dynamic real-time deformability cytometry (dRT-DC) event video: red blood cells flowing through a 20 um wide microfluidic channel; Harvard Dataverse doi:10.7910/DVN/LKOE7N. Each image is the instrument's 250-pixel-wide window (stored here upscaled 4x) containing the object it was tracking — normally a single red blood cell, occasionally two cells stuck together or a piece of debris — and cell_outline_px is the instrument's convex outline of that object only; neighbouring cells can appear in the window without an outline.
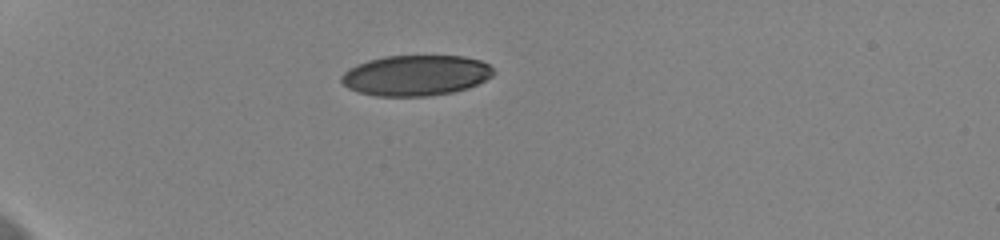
{"species": "human", "species_latin": "Homo sapiens", "temperature_condition": "cold", "stored_images_in_passage": 3, "camera_frame_rate_fps": 3000, "um_per_image_px": 0.085, "donor": {"sex": "female"}, "frame": {"image": 1, "passage_image": 1, "time_ms": 0.0, "image_size_px": [1000, 240], "cell_outline_px": [[496, 72], [492, 76], [468, 88], [452, 92], [428, 96], [376, 96], [360, 92], [348, 88], [340, 80], [340, 76], [348, 68], [356, 64], [368, 60], [384, 56], [464, 56], [480, 60], [488, 64]], "centroid_in_image_um": [35.33, 6.4], "position_along_channel_um": 49.7, "area_um2": 36.01}}